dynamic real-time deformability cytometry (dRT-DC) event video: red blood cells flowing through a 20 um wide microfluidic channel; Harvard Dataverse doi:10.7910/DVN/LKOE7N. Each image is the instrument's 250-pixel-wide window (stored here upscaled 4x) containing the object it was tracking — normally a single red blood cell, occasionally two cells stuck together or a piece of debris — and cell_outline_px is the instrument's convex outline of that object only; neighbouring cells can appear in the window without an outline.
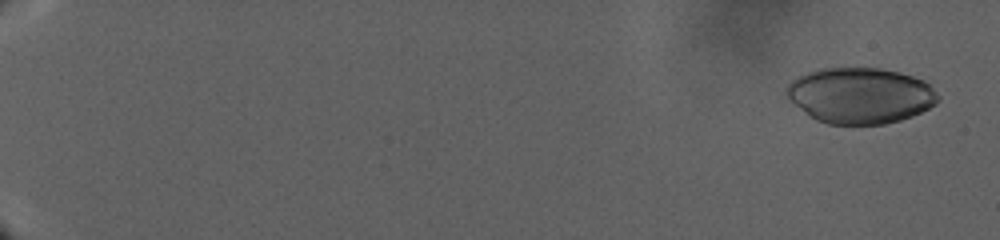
{"species": "human", "species_latin": "Homo sapiens", "temperature_condition": "warm", "stored_images_in_passage": 13, "camera_frame_rate_fps": 3000, "um_per_image_px": 0.085, "donor": {"sex": "male"}, "frame": {"image": 1, "passage_image": 5, "time_ms": 2.0, "image_size_px": [1000, 240], "cell_outline_px": [[940, 100], [936, 104], [912, 116], [900, 120], [884, 124], [828, 124], [816, 120], [808, 116], [788, 100], [784, 96], [784, 88], [792, 80], [808, 72], [820, 68], [880, 68], [900, 72], [924, 80], [940, 96]], "centroid_in_image_um": [73.08, 8.12], "position_along_channel_um": 11.9, "area_um2": 49.71}}